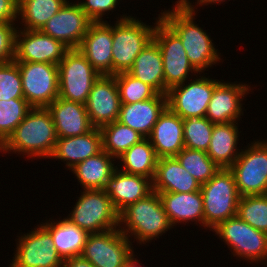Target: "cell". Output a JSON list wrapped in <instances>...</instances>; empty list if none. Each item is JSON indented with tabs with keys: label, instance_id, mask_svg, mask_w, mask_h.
Masks as SVG:
<instances>
[{
	"label": "cell",
	"instance_id": "6da1fadb",
	"mask_svg": "<svg viewBox=\"0 0 267 267\" xmlns=\"http://www.w3.org/2000/svg\"><path fill=\"white\" fill-rule=\"evenodd\" d=\"M191 4L190 0H178L171 11L161 12L160 18L180 37L189 62L200 74L219 62L220 55L209 35L193 21Z\"/></svg>",
	"mask_w": 267,
	"mask_h": 267
},
{
	"label": "cell",
	"instance_id": "7a4b0ae2",
	"mask_svg": "<svg viewBox=\"0 0 267 267\" xmlns=\"http://www.w3.org/2000/svg\"><path fill=\"white\" fill-rule=\"evenodd\" d=\"M55 124L47 108L33 107L24 120L16 127L7 140L0 146V151L21 152L33 158H50L56 141Z\"/></svg>",
	"mask_w": 267,
	"mask_h": 267
},
{
	"label": "cell",
	"instance_id": "3957f363",
	"mask_svg": "<svg viewBox=\"0 0 267 267\" xmlns=\"http://www.w3.org/2000/svg\"><path fill=\"white\" fill-rule=\"evenodd\" d=\"M122 224L125 225L123 228ZM172 227L160 195L155 191L128 205L119 213L118 228L128 239L130 235L134 236L140 242L139 244H146L150 240L159 238Z\"/></svg>",
	"mask_w": 267,
	"mask_h": 267
},
{
	"label": "cell",
	"instance_id": "277c9868",
	"mask_svg": "<svg viewBox=\"0 0 267 267\" xmlns=\"http://www.w3.org/2000/svg\"><path fill=\"white\" fill-rule=\"evenodd\" d=\"M204 227L215 229L220 223L237 215L240 195L233 172L221 168L208 182L201 185Z\"/></svg>",
	"mask_w": 267,
	"mask_h": 267
},
{
	"label": "cell",
	"instance_id": "5b68a950",
	"mask_svg": "<svg viewBox=\"0 0 267 267\" xmlns=\"http://www.w3.org/2000/svg\"><path fill=\"white\" fill-rule=\"evenodd\" d=\"M155 26L123 15L113 26L112 75L128 72L137 55L153 39Z\"/></svg>",
	"mask_w": 267,
	"mask_h": 267
},
{
	"label": "cell",
	"instance_id": "8992f818",
	"mask_svg": "<svg viewBox=\"0 0 267 267\" xmlns=\"http://www.w3.org/2000/svg\"><path fill=\"white\" fill-rule=\"evenodd\" d=\"M74 206L67 219L89 234L119 227V213L107 190H84Z\"/></svg>",
	"mask_w": 267,
	"mask_h": 267
},
{
	"label": "cell",
	"instance_id": "52a82bcc",
	"mask_svg": "<svg viewBox=\"0 0 267 267\" xmlns=\"http://www.w3.org/2000/svg\"><path fill=\"white\" fill-rule=\"evenodd\" d=\"M100 76L79 49H69L58 64V97L86 104Z\"/></svg>",
	"mask_w": 267,
	"mask_h": 267
},
{
	"label": "cell",
	"instance_id": "ba28073f",
	"mask_svg": "<svg viewBox=\"0 0 267 267\" xmlns=\"http://www.w3.org/2000/svg\"><path fill=\"white\" fill-rule=\"evenodd\" d=\"M248 148V149H247ZM241 149L229 167L233 172L240 196L267 194V141H254Z\"/></svg>",
	"mask_w": 267,
	"mask_h": 267
},
{
	"label": "cell",
	"instance_id": "9c48e42d",
	"mask_svg": "<svg viewBox=\"0 0 267 267\" xmlns=\"http://www.w3.org/2000/svg\"><path fill=\"white\" fill-rule=\"evenodd\" d=\"M153 40L160 48L164 69L165 95L174 86L184 83L193 74L199 73L189 62L180 37L158 16Z\"/></svg>",
	"mask_w": 267,
	"mask_h": 267
},
{
	"label": "cell",
	"instance_id": "30bf717a",
	"mask_svg": "<svg viewBox=\"0 0 267 267\" xmlns=\"http://www.w3.org/2000/svg\"><path fill=\"white\" fill-rule=\"evenodd\" d=\"M212 231L233 250V256L257 264L265 260L267 266V233L253 228L237 215L220 223Z\"/></svg>",
	"mask_w": 267,
	"mask_h": 267
},
{
	"label": "cell",
	"instance_id": "8fae6325",
	"mask_svg": "<svg viewBox=\"0 0 267 267\" xmlns=\"http://www.w3.org/2000/svg\"><path fill=\"white\" fill-rule=\"evenodd\" d=\"M21 74L23 95L32 107L47 108L59 96L58 65L15 61Z\"/></svg>",
	"mask_w": 267,
	"mask_h": 267
},
{
	"label": "cell",
	"instance_id": "7c38bea8",
	"mask_svg": "<svg viewBox=\"0 0 267 267\" xmlns=\"http://www.w3.org/2000/svg\"><path fill=\"white\" fill-rule=\"evenodd\" d=\"M130 243L119 228L89 234L81 256L95 267H124L133 253Z\"/></svg>",
	"mask_w": 267,
	"mask_h": 267
},
{
	"label": "cell",
	"instance_id": "4fadbf2b",
	"mask_svg": "<svg viewBox=\"0 0 267 267\" xmlns=\"http://www.w3.org/2000/svg\"><path fill=\"white\" fill-rule=\"evenodd\" d=\"M16 253L9 267H63L50 233L40 224L19 237Z\"/></svg>",
	"mask_w": 267,
	"mask_h": 267
},
{
	"label": "cell",
	"instance_id": "5bb4252c",
	"mask_svg": "<svg viewBox=\"0 0 267 267\" xmlns=\"http://www.w3.org/2000/svg\"><path fill=\"white\" fill-rule=\"evenodd\" d=\"M199 77L189 80L188 84L174 86L167 92V106L182 119L205 117L214 88L220 82L205 76Z\"/></svg>",
	"mask_w": 267,
	"mask_h": 267
},
{
	"label": "cell",
	"instance_id": "9a60e30c",
	"mask_svg": "<svg viewBox=\"0 0 267 267\" xmlns=\"http://www.w3.org/2000/svg\"><path fill=\"white\" fill-rule=\"evenodd\" d=\"M68 50L69 48L61 41L45 35L39 30L19 29L15 35L14 61L58 65Z\"/></svg>",
	"mask_w": 267,
	"mask_h": 267
},
{
	"label": "cell",
	"instance_id": "2e32d148",
	"mask_svg": "<svg viewBox=\"0 0 267 267\" xmlns=\"http://www.w3.org/2000/svg\"><path fill=\"white\" fill-rule=\"evenodd\" d=\"M91 23L78 3L68 1L40 31L69 49H78Z\"/></svg>",
	"mask_w": 267,
	"mask_h": 267
},
{
	"label": "cell",
	"instance_id": "e0dca14e",
	"mask_svg": "<svg viewBox=\"0 0 267 267\" xmlns=\"http://www.w3.org/2000/svg\"><path fill=\"white\" fill-rule=\"evenodd\" d=\"M85 105L91 124L96 128L118 120L121 102L115 77L101 75Z\"/></svg>",
	"mask_w": 267,
	"mask_h": 267
},
{
	"label": "cell",
	"instance_id": "ac0fdd59",
	"mask_svg": "<svg viewBox=\"0 0 267 267\" xmlns=\"http://www.w3.org/2000/svg\"><path fill=\"white\" fill-rule=\"evenodd\" d=\"M113 25L92 22L79 50L100 75H112Z\"/></svg>",
	"mask_w": 267,
	"mask_h": 267
},
{
	"label": "cell",
	"instance_id": "d6986e66",
	"mask_svg": "<svg viewBox=\"0 0 267 267\" xmlns=\"http://www.w3.org/2000/svg\"><path fill=\"white\" fill-rule=\"evenodd\" d=\"M249 88L247 84L219 82L214 88L205 117L213 124L237 122L243 112L242 98L249 93Z\"/></svg>",
	"mask_w": 267,
	"mask_h": 267
},
{
	"label": "cell",
	"instance_id": "ffe728a7",
	"mask_svg": "<svg viewBox=\"0 0 267 267\" xmlns=\"http://www.w3.org/2000/svg\"><path fill=\"white\" fill-rule=\"evenodd\" d=\"M148 139L158 158L175 157L185 147L183 119L167 106L158 117Z\"/></svg>",
	"mask_w": 267,
	"mask_h": 267
},
{
	"label": "cell",
	"instance_id": "44dd1931",
	"mask_svg": "<svg viewBox=\"0 0 267 267\" xmlns=\"http://www.w3.org/2000/svg\"><path fill=\"white\" fill-rule=\"evenodd\" d=\"M47 109L52 115L58 138L83 135L94 128L85 104L58 97Z\"/></svg>",
	"mask_w": 267,
	"mask_h": 267
},
{
	"label": "cell",
	"instance_id": "7402d4cb",
	"mask_svg": "<svg viewBox=\"0 0 267 267\" xmlns=\"http://www.w3.org/2000/svg\"><path fill=\"white\" fill-rule=\"evenodd\" d=\"M106 190L114 208L120 213L128 205L152 193L153 182L141 175L125 173L117 167Z\"/></svg>",
	"mask_w": 267,
	"mask_h": 267
},
{
	"label": "cell",
	"instance_id": "603a6c76",
	"mask_svg": "<svg viewBox=\"0 0 267 267\" xmlns=\"http://www.w3.org/2000/svg\"><path fill=\"white\" fill-rule=\"evenodd\" d=\"M167 107V95L132 104L121 103L118 120L148 138L160 114Z\"/></svg>",
	"mask_w": 267,
	"mask_h": 267
},
{
	"label": "cell",
	"instance_id": "cb8c5ba5",
	"mask_svg": "<svg viewBox=\"0 0 267 267\" xmlns=\"http://www.w3.org/2000/svg\"><path fill=\"white\" fill-rule=\"evenodd\" d=\"M102 149V135L99 128L94 127L90 132L67 138H58L54 152L50 158L66 161L68 169L89 157L97 155Z\"/></svg>",
	"mask_w": 267,
	"mask_h": 267
},
{
	"label": "cell",
	"instance_id": "d4e9b609",
	"mask_svg": "<svg viewBox=\"0 0 267 267\" xmlns=\"http://www.w3.org/2000/svg\"><path fill=\"white\" fill-rule=\"evenodd\" d=\"M152 182L153 191L158 193H190L201 189L198 181L181 166L176 157L158 158Z\"/></svg>",
	"mask_w": 267,
	"mask_h": 267
},
{
	"label": "cell",
	"instance_id": "484cf974",
	"mask_svg": "<svg viewBox=\"0 0 267 267\" xmlns=\"http://www.w3.org/2000/svg\"><path fill=\"white\" fill-rule=\"evenodd\" d=\"M172 226L188 221L204 226V208L201 191L190 193H158Z\"/></svg>",
	"mask_w": 267,
	"mask_h": 267
},
{
	"label": "cell",
	"instance_id": "4316f807",
	"mask_svg": "<svg viewBox=\"0 0 267 267\" xmlns=\"http://www.w3.org/2000/svg\"><path fill=\"white\" fill-rule=\"evenodd\" d=\"M115 159L102 150L97 155L80 162L71 171L76 175L84 190H106L117 166Z\"/></svg>",
	"mask_w": 267,
	"mask_h": 267
},
{
	"label": "cell",
	"instance_id": "83f0119b",
	"mask_svg": "<svg viewBox=\"0 0 267 267\" xmlns=\"http://www.w3.org/2000/svg\"><path fill=\"white\" fill-rule=\"evenodd\" d=\"M49 222L47 221L41 225L50 233L55 249L63 261L81 256L89 233L67 218L54 223Z\"/></svg>",
	"mask_w": 267,
	"mask_h": 267
},
{
	"label": "cell",
	"instance_id": "f1b7e54d",
	"mask_svg": "<svg viewBox=\"0 0 267 267\" xmlns=\"http://www.w3.org/2000/svg\"><path fill=\"white\" fill-rule=\"evenodd\" d=\"M128 73L152 86L159 94H165L162 55L153 39L137 55Z\"/></svg>",
	"mask_w": 267,
	"mask_h": 267
},
{
	"label": "cell",
	"instance_id": "f546056e",
	"mask_svg": "<svg viewBox=\"0 0 267 267\" xmlns=\"http://www.w3.org/2000/svg\"><path fill=\"white\" fill-rule=\"evenodd\" d=\"M235 123L214 124L207 155L220 168H229L240 154L236 148L239 130Z\"/></svg>",
	"mask_w": 267,
	"mask_h": 267
},
{
	"label": "cell",
	"instance_id": "4dcf8cb0",
	"mask_svg": "<svg viewBox=\"0 0 267 267\" xmlns=\"http://www.w3.org/2000/svg\"><path fill=\"white\" fill-rule=\"evenodd\" d=\"M118 159L121 163L123 162L121 171L141 175L153 181L158 157L148 138H144L130 147Z\"/></svg>",
	"mask_w": 267,
	"mask_h": 267
},
{
	"label": "cell",
	"instance_id": "1f68e13d",
	"mask_svg": "<svg viewBox=\"0 0 267 267\" xmlns=\"http://www.w3.org/2000/svg\"><path fill=\"white\" fill-rule=\"evenodd\" d=\"M68 0H21L18 16L24 30H41L44 25L65 5Z\"/></svg>",
	"mask_w": 267,
	"mask_h": 267
},
{
	"label": "cell",
	"instance_id": "d6a6232c",
	"mask_svg": "<svg viewBox=\"0 0 267 267\" xmlns=\"http://www.w3.org/2000/svg\"><path fill=\"white\" fill-rule=\"evenodd\" d=\"M99 129L102 135V149L116 159L144 139L139 132L117 120Z\"/></svg>",
	"mask_w": 267,
	"mask_h": 267
},
{
	"label": "cell",
	"instance_id": "836d02e7",
	"mask_svg": "<svg viewBox=\"0 0 267 267\" xmlns=\"http://www.w3.org/2000/svg\"><path fill=\"white\" fill-rule=\"evenodd\" d=\"M175 157L200 185L208 182L221 169L205 151L184 147Z\"/></svg>",
	"mask_w": 267,
	"mask_h": 267
},
{
	"label": "cell",
	"instance_id": "e575fe53",
	"mask_svg": "<svg viewBox=\"0 0 267 267\" xmlns=\"http://www.w3.org/2000/svg\"><path fill=\"white\" fill-rule=\"evenodd\" d=\"M32 108L25 98L0 100V146Z\"/></svg>",
	"mask_w": 267,
	"mask_h": 267
},
{
	"label": "cell",
	"instance_id": "d590c367",
	"mask_svg": "<svg viewBox=\"0 0 267 267\" xmlns=\"http://www.w3.org/2000/svg\"><path fill=\"white\" fill-rule=\"evenodd\" d=\"M237 216L253 228L267 233V194L240 196Z\"/></svg>",
	"mask_w": 267,
	"mask_h": 267
},
{
	"label": "cell",
	"instance_id": "8d00e7d4",
	"mask_svg": "<svg viewBox=\"0 0 267 267\" xmlns=\"http://www.w3.org/2000/svg\"><path fill=\"white\" fill-rule=\"evenodd\" d=\"M214 124L206 117L191 116L183 119L185 148L207 152Z\"/></svg>",
	"mask_w": 267,
	"mask_h": 267
},
{
	"label": "cell",
	"instance_id": "74e56055",
	"mask_svg": "<svg viewBox=\"0 0 267 267\" xmlns=\"http://www.w3.org/2000/svg\"><path fill=\"white\" fill-rule=\"evenodd\" d=\"M119 91L120 102L132 104L154 98L158 92L150 85L136 79L128 72L113 75Z\"/></svg>",
	"mask_w": 267,
	"mask_h": 267
},
{
	"label": "cell",
	"instance_id": "f35d334b",
	"mask_svg": "<svg viewBox=\"0 0 267 267\" xmlns=\"http://www.w3.org/2000/svg\"><path fill=\"white\" fill-rule=\"evenodd\" d=\"M24 98L21 74L15 61L0 64V100Z\"/></svg>",
	"mask_w": 267,
	"mask_h": 267
},
{
	"label": "cell",
	"instance_id": "ab89813d",
	"mask_svg": "<svg viewBox=\"0 0 267 267\" xmlns=\"http://www.w3.org/2000/svg\"><path fill=\"white\" fill-rule=\"evenodd\" d=\"M14 22L0 23V64L14 61L15 35Z\"/></svg>",
	"mask_w": 267,
	"mask_h": 267
},
{
	"label": "cell",
	"instance_id": "60d3db41",
	"mask_svg": "<svg viewBox=\"0 0 267 267\" xmlns=\"http://www.w3.org/2000/svg\"><path fill=\"white\" fill-rule=\"evenodd\" d=\"M120 0H86L78 2L81 9L92 22H103L105 12L115 10Z\"/></svg>",
	"mask_w": 267,
	"mask_h": 267
},
{
	"label": "cell",
	"instance_id": "b9f144b4",
	"mask_svg": "<svg viewBox=\"0 0 267 267\" xmlns=\"http://www.w3.org/2000/svg\"><path fill=\"white\" fill-rule=\"evenodd\" d=\"M17 17V0H0V23H9L17 21Z\"/></svg>",
	"mask_w": 267,
	"mask_h": 267
},
{
	"label": "cell",
	"instance_id": "7bdbcfd3",
	"mask_svg": "<svg viewBox=\"0 0 267 267\" xmlns=\"http://www.w3.org/2000/svg\"><path fill=\"white\" fill-rule=\"evenodd\" d=\"M63 267H95L82 256H76L63 261Z\"/></svg>",
	"mask_w": 267,
	"mask_h": 267
},
{
	"label": "cell",
	"instance_id": "ee69618b",
	"mask_svg": "<svg viewBox=\"0 0 267 267\" xmlns=\"http://www.w3.org/2000/svg\"><path fill=\"white\" fill-rule=\"evenodd\" d=\"M134 257H135V255H134V252H133L132 255L126 261L124 267H139L138 266L139 261Z\"/></svg>",
	"mask_w": 267,
	"mask_h": 267
},
{
	"label": "cell",
	"instance_id": "f6af8a7d",
	"mask_svg": "<svg viewBox=\"0 0 267 267\" xmlns=\"http://www.w3.org/2000/svg\"><path fill=\"white\" fill-rule=\"evenodd\" d=\"M224 1H226V0H197V4L198 5H209V4H212V3H215L216 4V2H224Z\"/></svg>",
	"mask_w": 267,
	"mask_h": 267
}]
</instances>
